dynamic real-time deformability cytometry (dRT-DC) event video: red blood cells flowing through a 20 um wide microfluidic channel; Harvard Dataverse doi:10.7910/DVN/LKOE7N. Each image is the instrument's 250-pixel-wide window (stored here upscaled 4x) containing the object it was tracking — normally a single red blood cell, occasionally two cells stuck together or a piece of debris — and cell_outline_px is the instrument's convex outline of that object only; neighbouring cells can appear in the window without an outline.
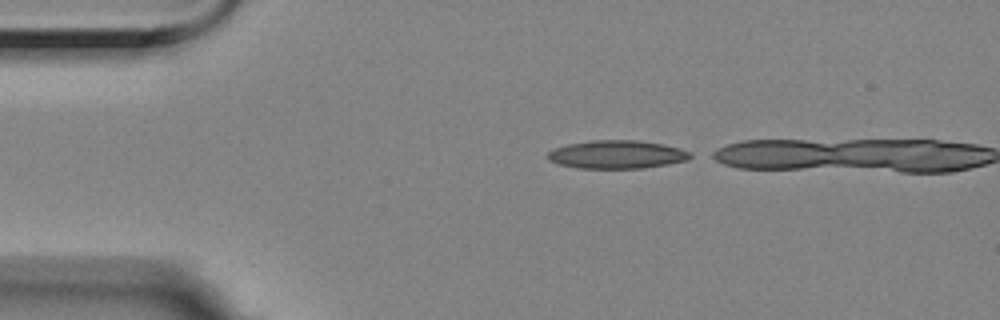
{"species": "Egyptian fruit bat (a non-hibernating species)", "species_latin": "Rousettus aegyptiacus", "temperature_condition": "room temperature", "stored_images_in_passage": 2, "camera_frame_rate_fps": 3000, "um_per_image_px": 0.085, "animal": {"sex": "female"}, "frame": {"image": 1, "passage_image": 1, "time_ms": 0.0, "image_size_px": [1000, 320], "cell_outline_px": [[696, 156], [688, 160], [668, 164], [644, 168], [576, 168], [556, 164], [548, 160], [548, 152], [556, 148], [568, 144], [588, 140], [636, 140], [664, 144], [680, 148]], "centroid_in_image_um": [52.45, 13.13], "position_along_channel_um": 32.6, "area_um2": 23.64}}